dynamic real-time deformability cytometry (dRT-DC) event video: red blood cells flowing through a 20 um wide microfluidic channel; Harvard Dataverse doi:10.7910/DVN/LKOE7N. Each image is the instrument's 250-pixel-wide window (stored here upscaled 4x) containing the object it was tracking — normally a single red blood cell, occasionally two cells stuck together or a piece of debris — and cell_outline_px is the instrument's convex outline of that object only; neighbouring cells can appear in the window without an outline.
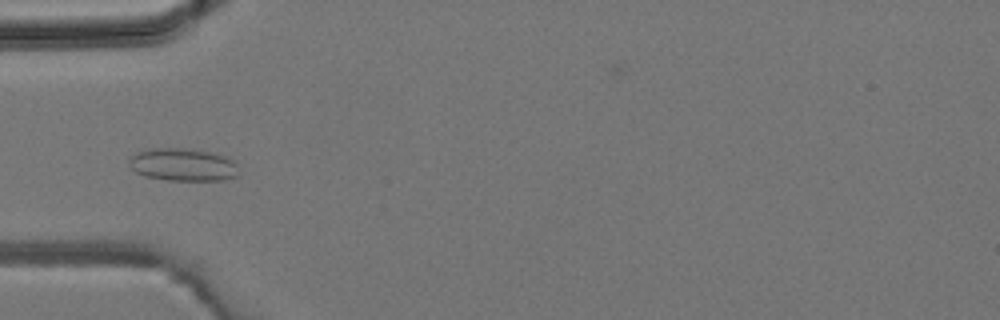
{"species": "common noctule bat (a hibernating species)", "species_latin": "Nyctalus noctula", "temperature_condition": "room temperature", "stored_images_in_passage": 6, "camera_frame_rate_fps": 3000, "um_per_image_px": 0.085, "animal": {"sex": "male", "body_mass_g": 19.2, "forearm_length_mm": 51.8}, "frame": {"image": 1, "passage_image": 4, "time_ms": 1.0, "image_size_px": [1000, 320], "cell_outline_px": [[236, 176], [224, 180], [168, 180], [144, 176], [136, 172], [128, 164], [128, 160], [136, 152], [148, 148], [188, 148], [208, 152], [224, 156], [236, 160]], "centroid_in_image_um": [15.51, 13.99], "position_along_channel_um": 69.5, "area_um2": 20.92}}